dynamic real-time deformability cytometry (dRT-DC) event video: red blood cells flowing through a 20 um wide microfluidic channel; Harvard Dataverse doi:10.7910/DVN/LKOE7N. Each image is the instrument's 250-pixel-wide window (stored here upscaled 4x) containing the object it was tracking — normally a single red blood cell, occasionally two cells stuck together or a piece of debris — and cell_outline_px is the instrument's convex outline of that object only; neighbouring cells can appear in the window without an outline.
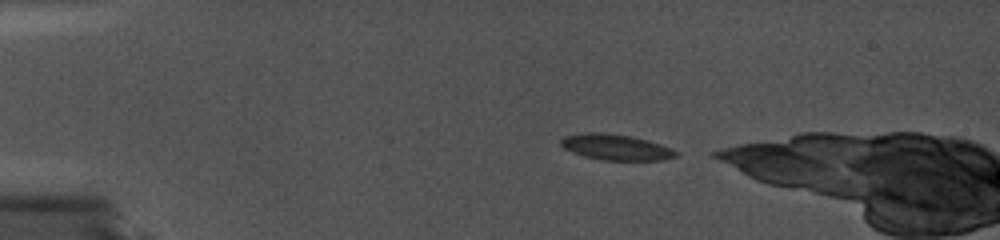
{"species": "common noctule bat (a hibernating species)", "species_latin": "Nyctalus noctula", "temperature_condition": "cold", "stored_images_in_passage": 7, "camera_frame_rate_fps": 5000, "um_per_image_px": 0.085, "animal": {"sex": "female", "body_mass_g": 19.0, "forearm_length_mm": 56.7}, "frame": {"image": 1, "passage_image": 1, "time_ms": 0.0, "image_size_px": [1000, 240], "cell_outline_px": [[680, 152], [676, 156], [660, 160], [604, 160], [588, 156], [564, 148], [560, 144], [560, 140], [564, 136], [584, 132], [604, 132], [632, 136], [648, 140], [672, 148]], "centroid_in_image_um": [52.38, 12.49], "position_along_channel_um": 32.6, "area_um2": 17.17}}
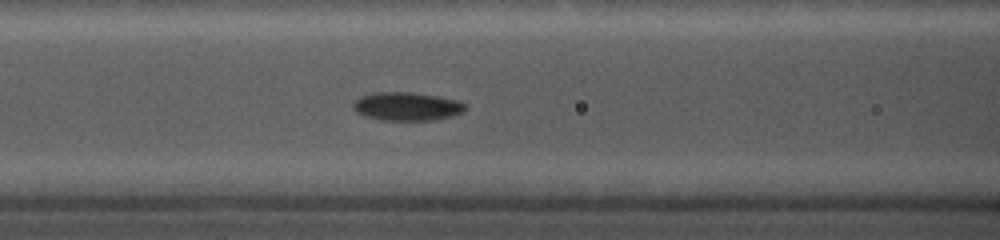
{"frame": {"image": 2, "passage_image": 7, "time_ms": 1.2, "image_size_px": [1000, 240], "cell_outline_px": [[468, 108], [464, 112], [452, 116], [432, 120], [380, 120], [364, 116], [356, 112], [352, 108], [352, 104], [360, 96], [372, 92], [412, 92], [436, 96], [456, 100], [468, 104]], "centroid_in_image_um": [34.58, 9.04], "position_along_channel_um": 132.0, "area_um2": 18.79}}